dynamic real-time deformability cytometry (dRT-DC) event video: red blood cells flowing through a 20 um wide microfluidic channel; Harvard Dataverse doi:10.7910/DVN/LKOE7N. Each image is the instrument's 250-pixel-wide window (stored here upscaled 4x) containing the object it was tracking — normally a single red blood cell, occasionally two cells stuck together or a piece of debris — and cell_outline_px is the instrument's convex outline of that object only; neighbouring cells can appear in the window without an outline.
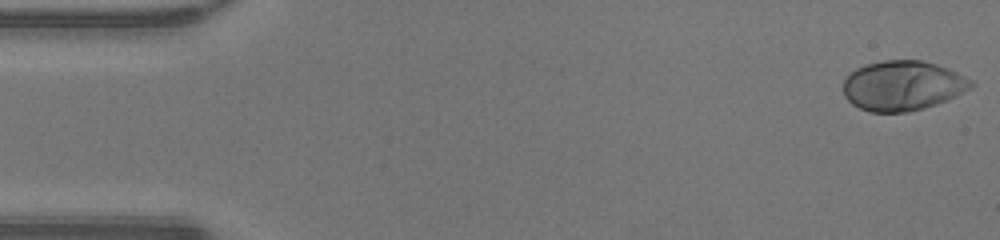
{"species": "human", "species_latin": "Homo sapiens", "temperature_condition": "warm", "stored_images_in_passage": 47, "camera_frame_rate_fps": 3000, "um_per_image_px": 0.085, "donor": {"sex": "male"}, "frame": {"image": 1, "passage_image": 1, "time_ms": 0.0, "image_size_px": [1000, 240], "cell_outline_px": [[976, 84], [972, 88], [956, 96], [936, 104], [924, 108], [908, 112], [868, 112], [852, 104], [844, 96], [844, 80], [856, 68], [868, 64], [884, 60], [920, 60], [936, 64], [948, 68], [972, 80]], "centroid_in_image_um": [76.75, 7.29], "position_along_channel_um": 8.3, "area_um2": 37.11}}
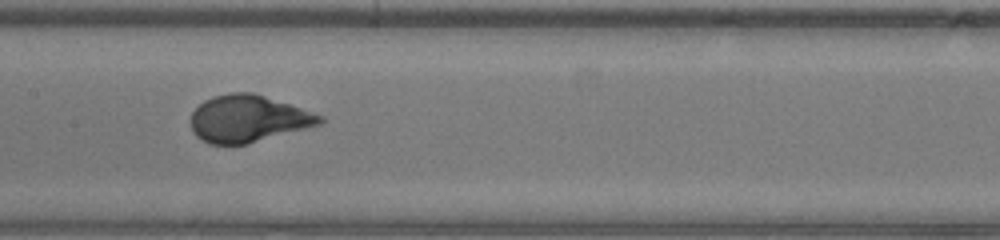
{"frame": {"image": 2, "passage_image": 23, "time_ms": 7.333, "image_size_px": [1000, 240], "cell_outline_px": [[324, 120], [320, 124], [244, 144], [208, 144], [200, 140], [192, 132], [188, 120], [192, 112], [204, 100], [212, 96], [232, 92], [252, 92], [324, 116]], "centroid_in_image_um": [21.0, 10.08], "position_along_channel_um": 186.4, "area_um2": 35.08}}
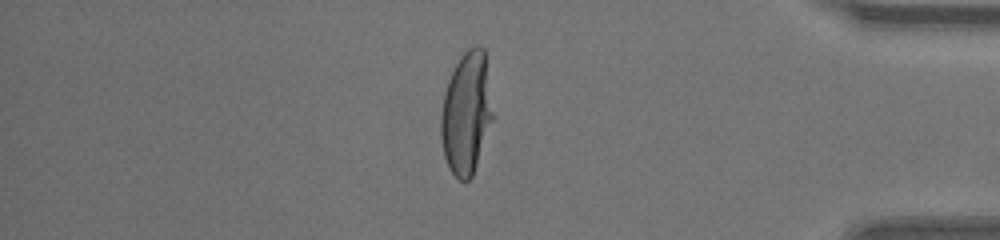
{"frame": {"image": 3, "passage_image": 40, "time_ms": 13.0, "image_size_px": [1000, 240], "cell_outline_px": [[492, 116], [472, 176], [464, 184], [448, 168], [444, 156], [440, 136], [440, 116], [444, 92], [448, 80], [460, 56], [468, 48], [476, 44], [484, 48], [492, 112]], "centroid_in_image_um": [39.59, 9.61], "position_along_channel_um": 395.6, "area_um2": 36.41}, "authors_computed_cell_mechanics": {"area_um2": 35.7204, "velocity_mm_per_s": 4.3246, "shape_relaxation_time_tau1_ms": 3.2186, "shape_relaxation_time_tau2_ms": null, "deformation_change_tau1": 0.2279, "deformation_change_tau2": null}}